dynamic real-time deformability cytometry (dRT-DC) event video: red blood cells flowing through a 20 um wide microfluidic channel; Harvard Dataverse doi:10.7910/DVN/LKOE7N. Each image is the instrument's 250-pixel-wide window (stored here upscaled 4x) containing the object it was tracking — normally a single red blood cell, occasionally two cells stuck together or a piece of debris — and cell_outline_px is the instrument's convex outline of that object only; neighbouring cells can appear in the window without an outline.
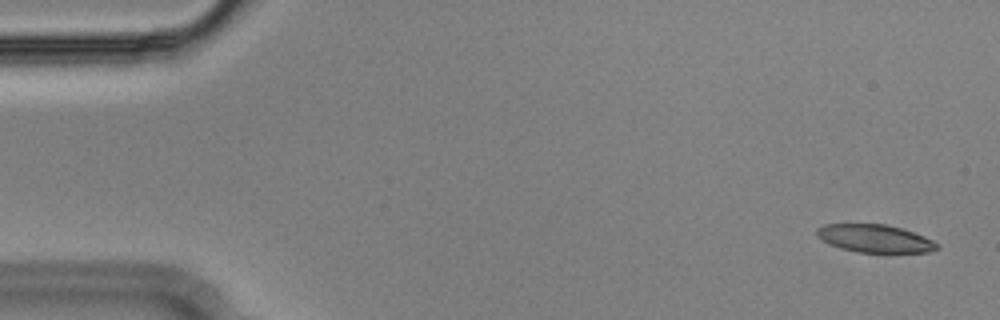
{"species": "Egyptian fruit bat (a non-hibernating species)", "species_latin": "Rousettus aegyptiacus", "temperature_condition": "cold", "stored_images_in_passage": 55, "camera_frame_rate_fps": 3000, "um_per_image_px": 0.085, "animal": {"sex": "male"}, "frame": {"image": 1, "passage_image": 2, "time_ms": 0.333, "image_size_px": [1000, 320], "cell_outline_px": [[940, 248], [928, 252], [856, 252], [840, 248], [828, 244], [816, 236], [816, 228], [824, 224], [884, 224], [900, 228], [924, 236], [932, 240]], "centroid_in_image_um": [74.3, 20.27], "position_along_channel_um": 10.7, "area_um2": 19.42}}
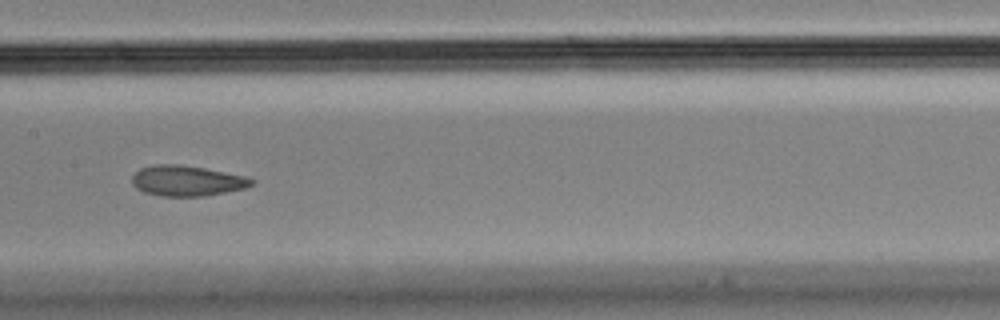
{"frame": {"image": 2, "passage_image": 27, "time_ms": 8.667, "image_size_px": [1000, 320], "cell_outline_px": [[256, 180], [252, 184], [244, 188], [204, 196], [160, 196], [144, 192], [136, 188], [132, 184], [132, 176], [140, 168], [156, 164], [180, 164], [204, 168], [244, 176]], "centroid_in_image_um": [15.85, 15.36], "position_along_channel_um": 191.6, "area_um2": 21.1}}
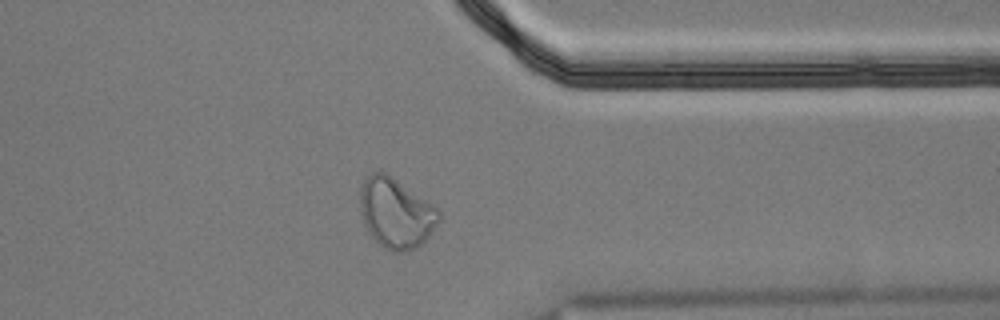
{"frame": {"image": 3, "passage_image": 43, "time_ms": 14.0, "image_size_px": [1000, 320], "cell_outline_px": [[440, 220], [428, 236], [420, 244], [412, 248], [400, 252], [392, 252], [384, 248], [368, 232], [364, 224], [360, 208], [360, 188], [364, 176], [372, 172], [384, 172], [396, 180], [436, 208], [440, 212]], "centroid_in_image_um": [33.6, 18.11], "position_along_channel_um": 377.8, "area_um2": 31.5}, "authors_computed_cell_mechanics": {"area_um2": 21.386, "velocity_mm_per_s": 3.6101, "shape_relaxation_time_tau1_ms": null, "shape_relaxation_time_tau2_ms": 2.0416, "deformation_change_tau1": null, "deformation_change_tau2": 0.0745}}